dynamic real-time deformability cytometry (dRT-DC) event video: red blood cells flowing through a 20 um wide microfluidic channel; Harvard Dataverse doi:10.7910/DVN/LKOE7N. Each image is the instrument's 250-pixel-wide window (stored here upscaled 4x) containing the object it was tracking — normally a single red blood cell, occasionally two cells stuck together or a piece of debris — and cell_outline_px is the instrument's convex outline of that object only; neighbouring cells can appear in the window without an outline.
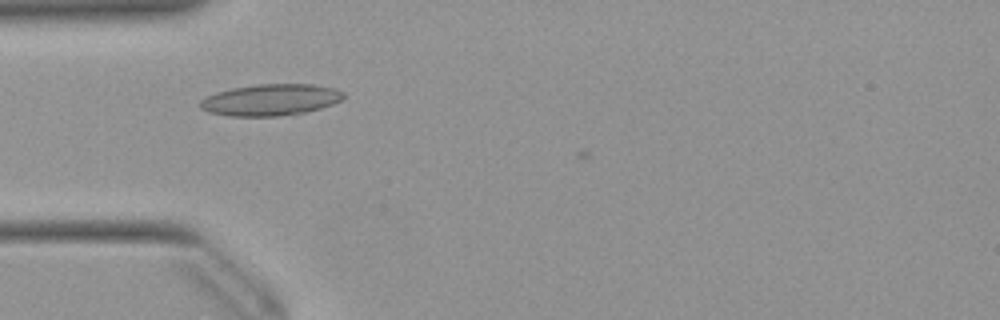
{"species": "Egyptian fruit bat (a non-hibernating species)", "species_latin": "Rousettus aegyptiacus", "temperature_condition": "warm", "stored_images_in_passage": 4, "camera_frame_rate_fps": 3000, "um_per_image_px": 0.085, "animal": {"sex": "female"}, "frame": {"image": 1, "passage_image": 2, "time_ms": 0.333, "image_size_px": [1000, 320], "cell_outline_px": [[344, 96], [340, 100], [332, 104], [320, 108], [304, 112], [280, 116], [228, 116], [208, 112], [200, 108], [196, 104], [200, 100], [216, 92], [232, 88], [256, 84], [312, 84], [336, 88], [344, 92]], "centroid_in_image_um": [22.96, 8.48], "position_along_channel_um": 62.0, "area_um2": 26.41}}